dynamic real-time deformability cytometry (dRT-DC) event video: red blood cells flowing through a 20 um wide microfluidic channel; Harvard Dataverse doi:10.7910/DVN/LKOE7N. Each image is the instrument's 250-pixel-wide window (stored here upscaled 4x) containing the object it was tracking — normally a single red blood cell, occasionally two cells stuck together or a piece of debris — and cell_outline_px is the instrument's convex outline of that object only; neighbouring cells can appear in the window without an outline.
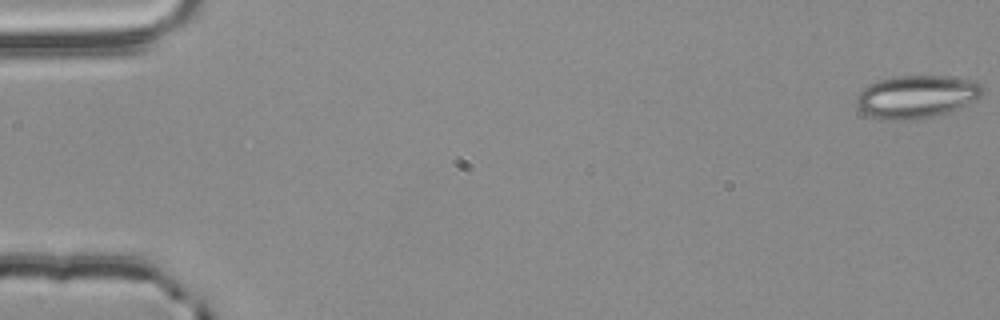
{"species": "common noctule bat (a hibernating species)", "species_latin": "Nyctalus noctula", "temperature_condition": "room temperature", "stored_images_in_passage": 12, "camera_frame_rate_fps": 3000, "um_per_image_px": 0.085, "animal": {"sex": "male", "body_mass_g": 20.4}, "frame": {"image": 1, "passage_image": 1, "time_ms": 0.0, "image_size_px": [1000, 320], "cell_outline_px": [[984, 92], [976, 100], [948, 112], [916, 120], [880, 120], [868, 116], [856, 104], [856, 96], [868, 84], [880, 80], [896, 76], [948, 76], [976, 80], [984, 88]], "centroid_in_image_um": [77.91, 8.22], "position_along_channel_um": 7.1, "area_um2": 31.67}}